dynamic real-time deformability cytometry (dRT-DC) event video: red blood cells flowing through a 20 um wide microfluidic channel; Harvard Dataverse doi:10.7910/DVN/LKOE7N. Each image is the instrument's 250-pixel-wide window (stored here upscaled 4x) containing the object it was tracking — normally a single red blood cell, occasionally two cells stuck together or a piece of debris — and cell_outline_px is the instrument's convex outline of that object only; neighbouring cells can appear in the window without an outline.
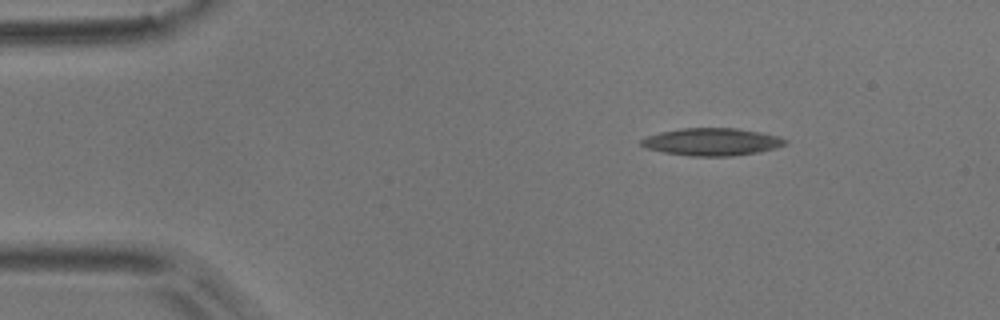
{"species": "common noctule bat (a hibernating species)", "species_latin": "Nyctalus noctula", "temperature_condition": "room temperature", "stored_images_in_passage": 3, "camera_frame_rate_fps": 3000, "um_per_image_px": 0.085, "animal": {"sex": "male", "body_mass_g": 17.9}, "frame": {"image": 1, "passage_image": 1, "time_ms": 0.0, "image_size_px": [1000, 320], "cell_outline_px": [[788, 144], [776, 148], [760, 152], [732, 156], [692, 156], [664, 152], [644, 148], [640, 144], [640, 140], [648, 136], [660, 132], [680, 128], [736, 128], [760, 132], [780, 136], [788, 140]], "centroid_in_image_um": [60.55, 12.06], "position_along_channel_um": 24.5, "area_um2": 23.24}}